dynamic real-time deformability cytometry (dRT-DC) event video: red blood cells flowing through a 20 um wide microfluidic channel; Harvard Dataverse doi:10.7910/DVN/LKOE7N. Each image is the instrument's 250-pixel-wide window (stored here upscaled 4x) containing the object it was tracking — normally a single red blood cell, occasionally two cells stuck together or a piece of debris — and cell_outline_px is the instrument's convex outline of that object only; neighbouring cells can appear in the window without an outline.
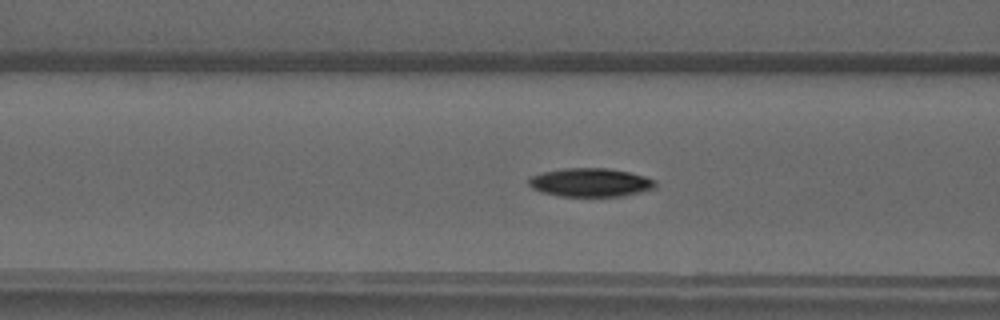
{"species": "common noctule bat (a hibernating species)", "species_latin": "Nyctalus noctula", "temperature_condition": "warm", "stored_images_in_passage": 51, "camera_frame_rate_fps": 3000, "um_per_image_px": 0.085, "animal": {"sex": "male", "forearm_length_mm": 52.5}, "frame": {"image": 1, "passage_image": 20, "time_ms": 6.333, "image_size_px": [1000, 320], "cell_outline_px": [[656, 188], [640, 192], [620, 196], [560, 196], [540, 192], [532, 188], [528, 184], [528, 180], [532, 176], [544, 172], [564, 168], [608, 168], [628, 172], [644, 176], [656, 180]], "centroid_in_image_um": [50.19, 15.51], "position_along_channel_um": 116.4, "area_um2": 21.04}}
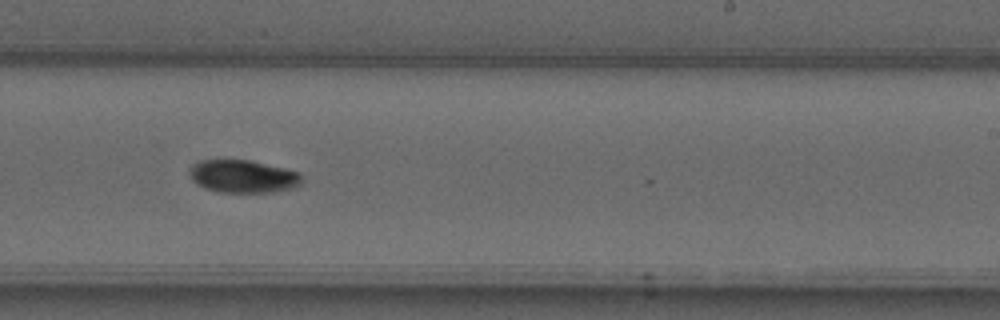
{"frame": {"image": 2, "passage_image": 31, "time_ms": 10.0, "image_size_px": [1000, 320], "cell_outline_px": [[300, 184], [292, 188], [276, 192], [220, 192], [204, 188], [196, 184], [192, 180], [188, 172], [188, 168], [192, 164], [200, 160], [248, 160], [284, 168], [300, 172]], "centroid_in_image_um": [20.6, 14.99], "position_along_channel_um": 268.4, "area_um2": 21.5}}
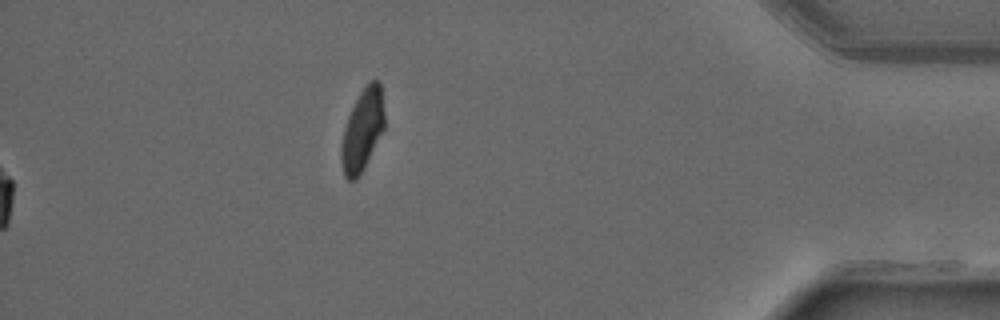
{"frame": {"image": 3, "passage_image": 51, "time_ms": 16.667, "image_size_px": [1000, 320], "cell_outline_px": [[384, 128], [360, 176], [356, 180], [348, 180], [344, 176], [340, 160], [340, 148], [344, 128], [348, 116], [360, 92], [372, 80], [380, 80], [384, 112]], "centroid_in_image_um": [30.79, 11.09], "position_along_channel_um": 404.4, "area_um2": 20.52}}